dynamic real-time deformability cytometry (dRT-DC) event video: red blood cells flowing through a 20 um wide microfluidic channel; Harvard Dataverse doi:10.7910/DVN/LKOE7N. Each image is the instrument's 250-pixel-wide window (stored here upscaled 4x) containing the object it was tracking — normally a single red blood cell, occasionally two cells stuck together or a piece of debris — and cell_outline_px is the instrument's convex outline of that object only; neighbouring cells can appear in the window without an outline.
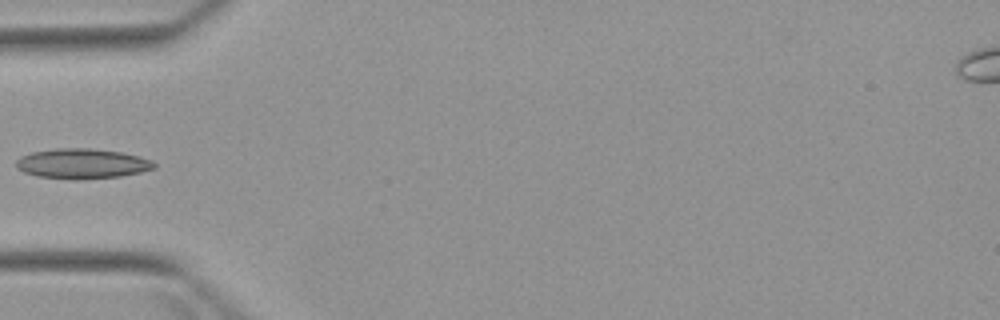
{"species": "Egyptian fruit bat (a non-hibernating species)", "species_latin": "Rousettus aegyptiacus", "temperature_condition": "warm", "stored_images_in_passage": 3, "camera_frame_rate_fps": 3000, "um_per_image_px": 0.085, "animal": {"sex": "female"}, "frame": {"image": 1, "passage_image": 3, "time_ms": 2.333, "image_size_px": [1000, 320], "cell_outline_px": [[156, 168], [140, 172], [120, 176], [76, 180], [72, 180], [36, 176], [24, 172], [16, 168], [16, 160], [20, 156], [32, 152], [56, 148], [88, 148], [120, 152], [152, 160], [156, 164]], "centroid_in_image_um": [6.94, 13.92], "position_along_channel_um": 78.1, "area_um2": 24.22}}